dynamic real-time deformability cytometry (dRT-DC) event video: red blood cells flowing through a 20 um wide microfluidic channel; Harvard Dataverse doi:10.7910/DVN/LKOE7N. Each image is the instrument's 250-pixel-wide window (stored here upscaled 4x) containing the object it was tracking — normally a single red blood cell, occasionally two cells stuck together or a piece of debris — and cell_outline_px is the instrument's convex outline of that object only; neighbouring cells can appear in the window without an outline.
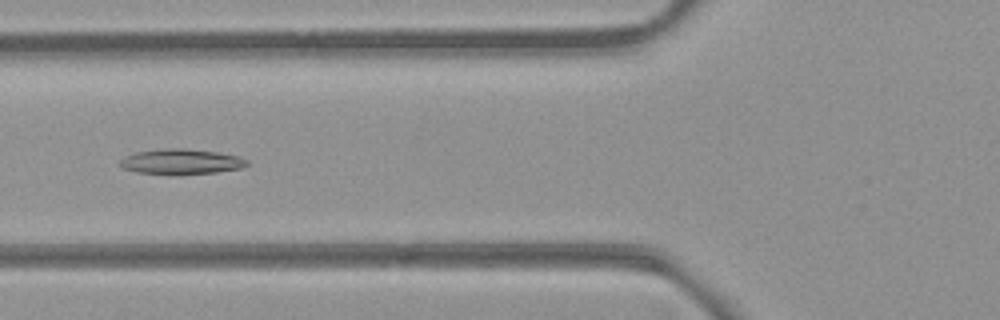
{"species": "common noctule bat (a hibernating species)", "species_latin": "Nyctalus noctula", "temperature_condition": "room temperature", "stored_images_in_passage": 24, "camera_frame_rate_fps": 3000, "um_per_image_px": 0.085, "animal": {"sex": "female", "body_mass_g": 21.9}, "frame": {"image": 1, "passage_image": 6, "time_ms": 1.667, "image_size_px": [1000, 320], "cell_outline_px": [[248, 164], [244, 168], [216, 172], [180, 176], [136, 172], [120, 168], [120, 160], [136, 152], [164, 148], [184, 148], [216, 152], [240, 156], [248, 160]], "centroid_in_image_um": [15.42, 13.76], "position_along_channel_um": 110.4, "area_um2": 19.13}}
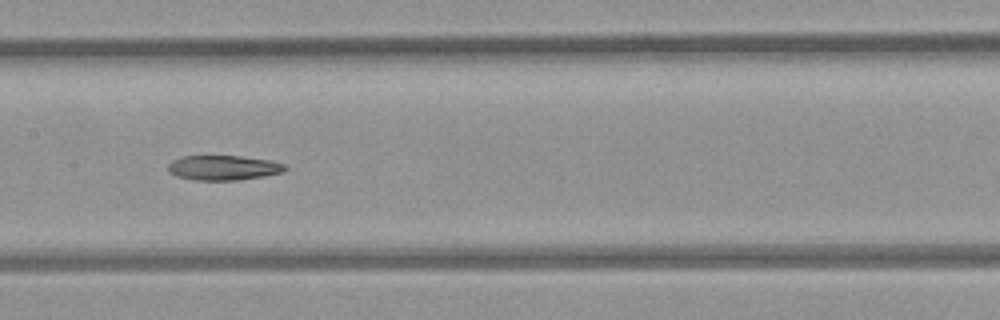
{"frame": {"image": 2, "passage_image": 12, "time_ms": 3.667, "image_size_px": [1000, 320], "cell_outline_px": [[288, 168], [284, 172], [264, 176], [240, 180], [192, 180], [176, 176], [168, 172], [168, 164], [172, 160], [180, 156], [240, 156], [268, 160], [284, 164]], "centroid_in_image_um": [18.96, 14.26], "position_along_channel_um": 188.4, "area_um2": 17.05}}
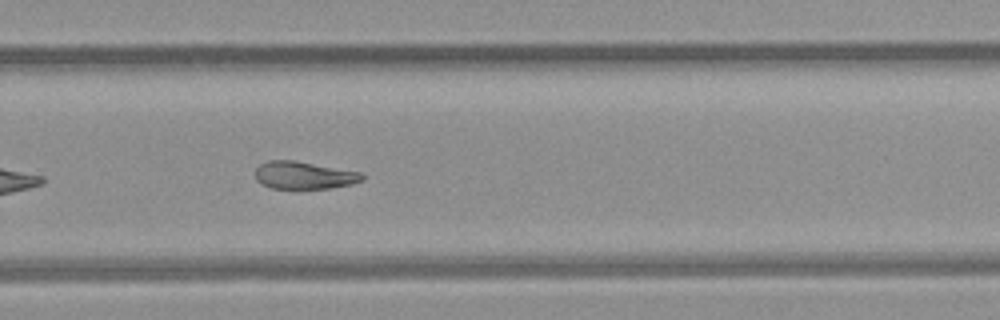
{"frame": {"image": 3, "passage_image": 21, "time_ms": 6.667, "image_size_px": [1000, 320], "cell_outline_px": [[364, 180], [352, 184], [328, 188], [272, 188], [260, 184], [256, 180], [256, 168], [260, 164], [268, 160], [292, 160], [364, 172]], "centroid_in_image_um": [25.86, 14.89], "position_along_channel_um": 303.9, "area_um2": 17.22}}